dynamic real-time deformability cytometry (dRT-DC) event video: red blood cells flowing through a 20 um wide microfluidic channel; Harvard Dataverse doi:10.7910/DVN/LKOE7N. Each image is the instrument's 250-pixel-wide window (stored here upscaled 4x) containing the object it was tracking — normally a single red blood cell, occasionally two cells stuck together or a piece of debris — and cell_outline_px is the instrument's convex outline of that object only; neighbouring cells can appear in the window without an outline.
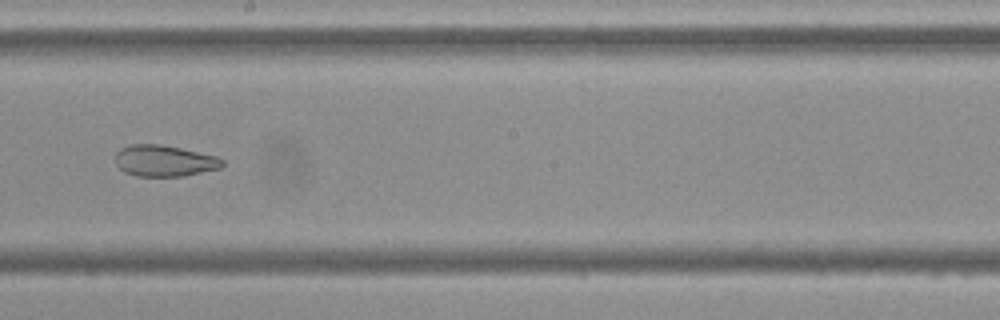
{"species": "Egyptian fruit bat (a non-hibernating species)", "species_latin": "Rousettus aegyptiacus", "temperature_condition": "cold", "stored_images_in_passage": 9, "camera_frame_rate_fps": 3000, "um_per_image_px": 0.085, "frame": {"image": 1, "passage_image": 8, "time_ms": 8.333, "image_size_px": [1000, 320], "cell_outline_px": [[224, 164], [220, 168], [184, 176], [136, 176], [124, 172], [116, 164], [116, 152], [120, 148], [128, 144], [160, 144], [180, 148], [216, 156], [224, 160]], "centroid_in_image_um": [13.95, 13.66], "position_along_channel_um": 234.3, "area_um2": 19.54}}